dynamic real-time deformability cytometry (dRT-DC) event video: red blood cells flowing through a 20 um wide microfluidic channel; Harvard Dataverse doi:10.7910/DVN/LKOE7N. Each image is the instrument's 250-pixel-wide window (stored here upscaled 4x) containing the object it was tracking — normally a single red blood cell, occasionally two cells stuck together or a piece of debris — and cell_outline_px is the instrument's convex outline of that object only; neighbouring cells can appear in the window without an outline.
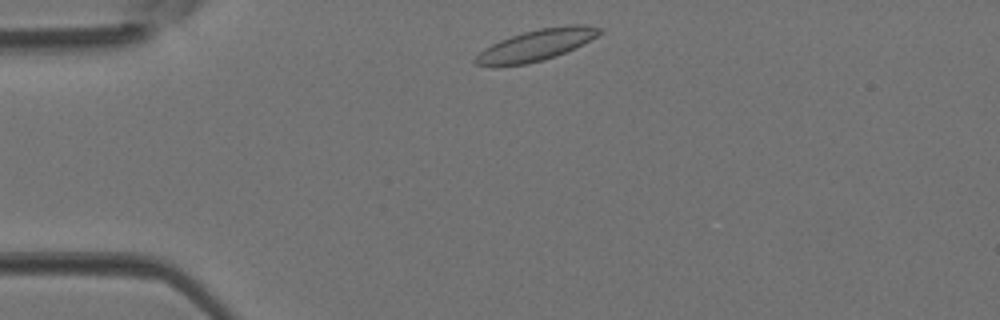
{"species": "Egyptian fruit bat (a non-hibernating species)", "species_latin": "Rousettus aegyptiacus", "temperature_condition": "room temperature", "stored_images_in_passage": 2, "camera_frame_rate_fps": 3000, "um_per_image_px": 0.085, "animal": {"sex": "female"}, "frame": {"image": 1, "passage_image": 1, "time_ms": 0.0, "image_size_px": [1000, 320], "cell_outline_px": [[604, 32], [556, 56], [544, 60], [528, 64], [476, 64], [472, 60], [484, 48], [500, 40], [524, 32], [540, 28], [572, 24], [588, 24], [604, 28]], "centroid_in_image_um": [45.65, 3.79], "position_along_channel_um": 39.4, "area_um2": 22.02}}